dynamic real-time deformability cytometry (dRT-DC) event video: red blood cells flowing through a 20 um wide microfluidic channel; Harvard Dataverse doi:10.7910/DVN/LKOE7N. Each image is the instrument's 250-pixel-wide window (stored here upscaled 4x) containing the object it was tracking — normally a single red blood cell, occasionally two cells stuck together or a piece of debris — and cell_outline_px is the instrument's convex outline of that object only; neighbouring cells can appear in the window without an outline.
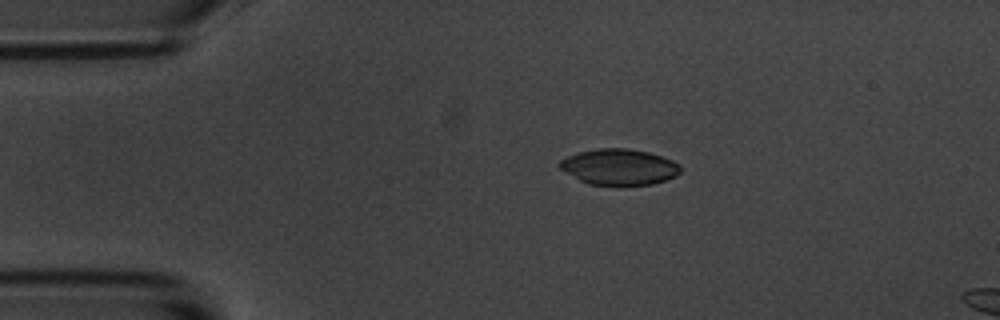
{"species": "common noctule bat (a hibernating species)", "species_latin": "Nyctalus noctula", "temperature_condition": "room temperature", "stored_images_in_passage": 3, "camera_frame_rate_fps": 3000, "um_per_image_px": 0.085, "animal": {"sex": "male", "body_mass_g": 20.1, "forearm_length_mm": 53.5}, "frame": {"image": 1, "passage_image": 1, "time_ms": 0.0, "image_size_px": [1000, 320], "cell_outline_px": [[680, 172], [676, 176], [652, 184], [620, 188], [588, 184], [564, 172], [556, 164], [564, 156], [576, 152], [596, 148], [628, 148], [648, 152], [672, 160], [680, 164]], "centroid_in_image_um": [52.57, 14.22], "position_along_channel_um": 32.4, "area_um2": 26.24}}